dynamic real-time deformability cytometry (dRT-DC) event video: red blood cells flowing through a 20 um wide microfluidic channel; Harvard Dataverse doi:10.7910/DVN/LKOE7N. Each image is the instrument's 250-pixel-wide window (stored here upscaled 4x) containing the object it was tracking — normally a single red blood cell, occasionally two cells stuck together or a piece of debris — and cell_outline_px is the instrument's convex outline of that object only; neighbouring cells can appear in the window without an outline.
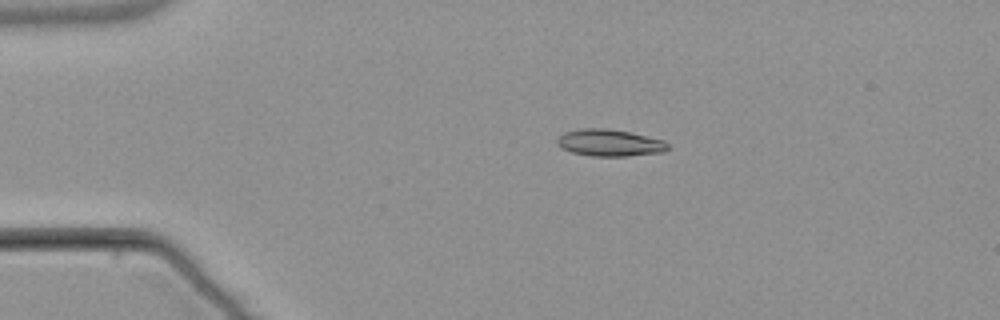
{"species": "common noctule bat (a hibernating species)", "species_latin": "Nyctalus noctula", "temperature_condition": "warm", "stored_images_in_passage": 5, "camera_frame_rate_fps": 3000, "um_per_image_px": 0.085, "animal": {"sex": "male", "body_mass_g": 21.5, "forearm_length_mm": 52.0}, "frame": {"image": 1, "passage_image": 4, "time_ms": 3.333, "image_size_px": [1000, 320], "cell_outline_px": [[668, 148], [664, 152], [628, 156], [592, 156], [572, 152], [560, 148], [556, 144], [556, 136], [564, 132], [580, 128], [604, 128], [628, 132], [664, 140], [668, 144]], "centroid_in_image_um": [51.76, 12.14], "position_along_channel_um": 33.2, "area_um2": 17.46}}